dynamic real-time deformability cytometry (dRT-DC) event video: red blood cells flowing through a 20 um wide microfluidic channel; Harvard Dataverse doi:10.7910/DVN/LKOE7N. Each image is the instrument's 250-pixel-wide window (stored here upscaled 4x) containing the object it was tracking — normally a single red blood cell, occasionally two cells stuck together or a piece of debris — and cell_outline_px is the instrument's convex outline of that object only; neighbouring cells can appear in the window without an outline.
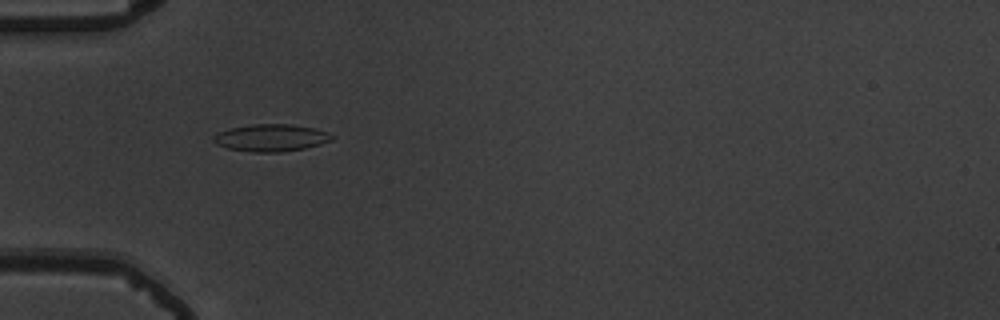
{"species": "common noctule bat (a hibernating species)", "species_latin": "Nyctalus noctula", "temperature_condition": "warm", "stored_images_in_passage": 56, "camera_frame_rate_fps": 3000, "um_per_image_px": 0.085, "animal": {"sex": "male", "body_mass_g": 19.5, "forearm_length_mm": 54.6}, "frame": {"image": 1, "passage_image": 19, "time_ms": 6.0, "image_size_px": [1000, 320], "cell_outline_px": [[336, 136], [332, 140], [320, 144], [304, 148], [280, 152], [252, 152], [228, 148], [216, 144], [212, 140], [212, 136], [216, 132], [228, 128], [252, 124], [292, 124], [312, 128], [328, 132]], "centroid_in_image_um": [23.0, 11.7], "position_along_channel_um": 62.0, "area_um2": 18.9}}
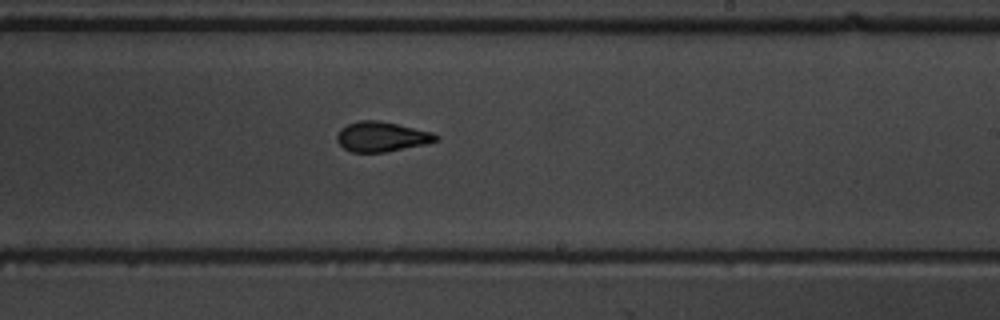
{"frame": {"image": 2, "passage_image": 35, "time_ms": 11.333, "image_size_px": [1000, 320], "cell_outline_px": [[440, 140], [424, 144], [384, 152], [352, 152], [344, 148], [336, 140], [336, 136], [340, 128], [348, 124], [360, 120], [376, 120], [396, 124], [432, 132], [440, 136]], "centroid_in_image_um": [32.43, 11.61], "position_along_channel_um": 256.6, "area_um2": 17.11}}
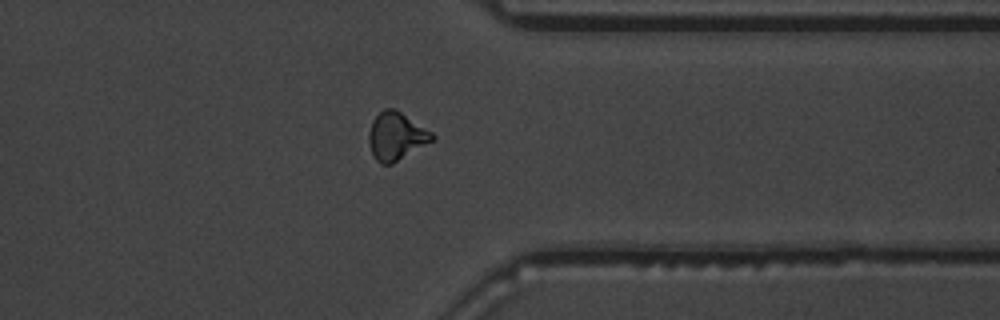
{"frame": {"image": 3, "passage_image": 45, "time_ms": 14.667, "image_size_px": [1000, 320], "cell_outline_px": [[436, 140], [392, 164], [380, 164], [376, 160], [372, 152], [368, 140], [368, 132], [372, 120], [384, 108], [396, 108], [432, 132], [436, 136]], "centroid_in_image_um": [33.7, 11.57], "position_along_channel_um": 377.7, "area_um2": 17.98}, "authors_computed_cell_mechanics": {"area_um2": 17.2533, "velocity_mm_per_s": 3.7148, "shape_relaxation_time_tau1_ms": 4.8865, "shape_relaxation_time_tau2_ms": 1.7707, "deformation_change_tau1": 0.1701, "deformation_change_tau2": 0.0827}}